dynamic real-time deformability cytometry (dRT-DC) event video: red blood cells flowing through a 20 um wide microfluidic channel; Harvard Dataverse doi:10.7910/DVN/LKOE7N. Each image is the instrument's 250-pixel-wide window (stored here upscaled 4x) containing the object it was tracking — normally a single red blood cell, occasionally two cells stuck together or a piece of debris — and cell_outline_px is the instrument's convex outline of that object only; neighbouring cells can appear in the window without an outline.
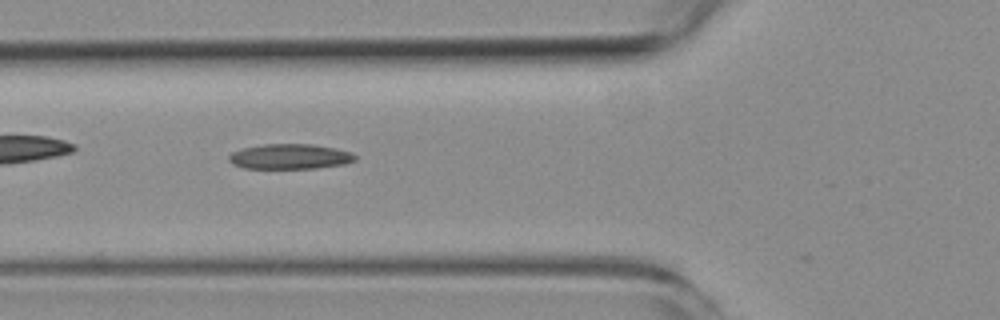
{"species": "common noctule bat (a hibernating species)", "species_latin": "Nyctalus noctula", "temperature_condition": "room temperature", "stored_images_in_passage": 9, "camera_frame_rate_fps": 3000, "um_per_image_px": 0.085, "animal": {"sex": "female", "body_mass_g": 19.3, "forearm_length_mm": 54.1}, "frame": {"image": 1, "passage_image": 6, "time_ms": 5.667, "image_size_px": [1000, 320], "cell_outline_px": [[356, 160], [344, 164], [316, 168], [244, 168], [232, 164], [228, 160], [228, 156], [232, 152], [244, 148], [264, 144], [312, 144], [336, 148], [352, 152], [356, 156]], "centroid_in_image_um": [24.65, 13.3], "position_along_channel_um": 101.1, "area_um2": 18.5}}
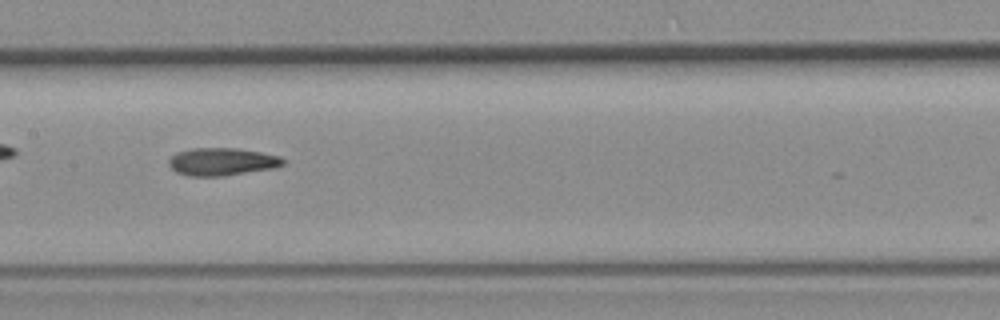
{"frame": {"image": 2, "passage_image": 8, "time_ms": 8.0, "image_size_px": [1000, 320], "cell_outline_px": [[288, 160], [284, 164], [276, 168], [224, 176], [188, 176], [176, 172], [168, 164], [168, 160], [176, 152], [192, 148], [236, 148], [260, 152], [280, 156]], "centroid_in_image_um": [18.9, 13.75], "position_along_channel_um": 188.5, "area_um2": 18.67}}
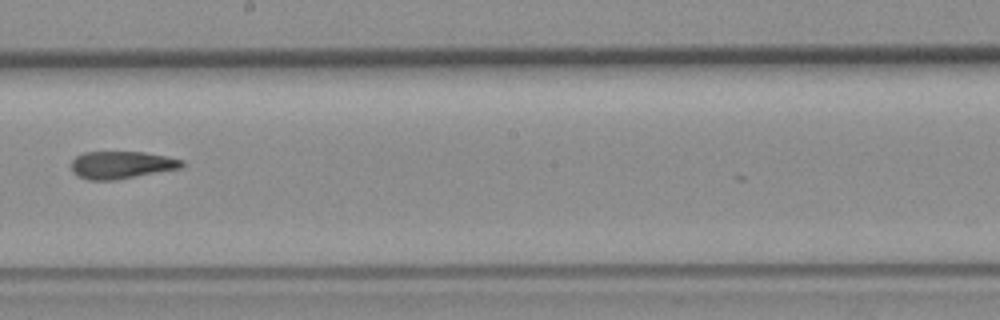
{"frame": {"image": 3, "passage_image": 9, "time_ms": 9.333, "image_size_px": [1000, 320], "cell_outline_px": [[184, 164], [180, 168], [116, 180], [88, 180], [76, 176], [72, 172], [72, 160], [76, 156], [84, 152], [144, 152], [184, 160]], "centroid_in_image_um": [10.29, 14.02], "position_along_channel_um": 237.9, "area_um2": 17.69}}